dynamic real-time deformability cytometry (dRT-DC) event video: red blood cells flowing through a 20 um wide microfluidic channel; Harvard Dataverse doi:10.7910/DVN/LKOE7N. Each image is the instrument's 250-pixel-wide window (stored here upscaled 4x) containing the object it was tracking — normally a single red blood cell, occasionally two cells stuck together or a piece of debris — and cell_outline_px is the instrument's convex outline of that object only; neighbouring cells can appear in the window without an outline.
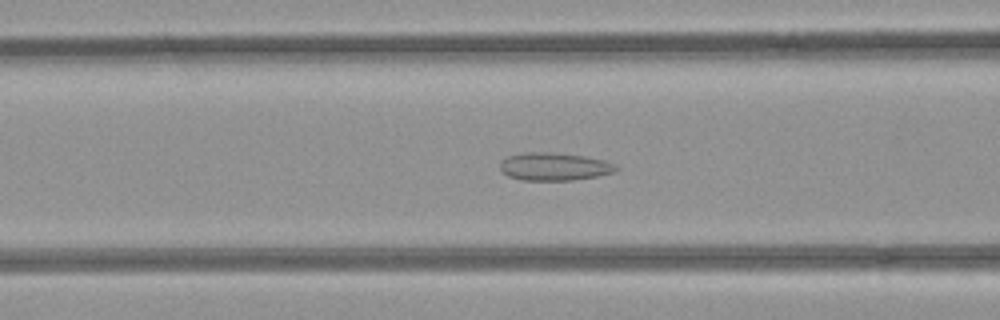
{"species": "common noctule bat (a hibernating species)", "species_latin": "Nyctalus noctula", "temperature_condition": "room temperature", "stored_images_in_passage": 31, "segment_of_instrument_passage": [1, 2], "camera_frame_rate_fps": 3000, "um_per_image_px": 0.085, "animal": {"sex": "female", "body_mass_g": 21.9}, "frame": {"image": 1, "passage_image": 10, "time_ms": 3.0, "image_size_px": [1000, 320], "cell_outline_px": [[620, 168], [616, 172], [596, 176], [572, 180], [520, 180], [508, 176], [500, 172], [500, 160], [508, 156], [520, 152], [556, 152], [584, 156], [604, 160], [616, 164]], "centroid_in_image_um": [47.09, 14.15], "position_along_channel_um": 119.5, "area_um2": 19.19}}
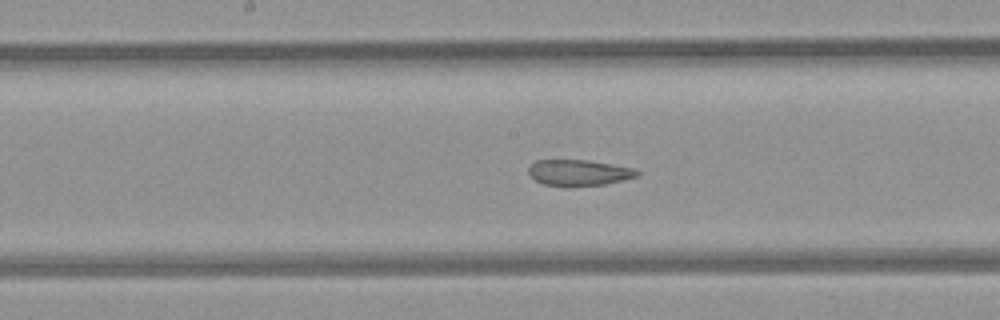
{"frame": {"image": 2, "passage_image": 16, "time_ms": 5.0, "image_size_px": [1000, 320], "cell_outline_px": [[640, 176], [604, 184], [568, 188], [564, 188], [544, 184], [536, 180], [528, 172], [528, 168], [536, 160], [588, 160], [632, 168], [640, 172]], "centroid_in_image_um": [49.19, 14.7], "position_along_channel_um": 199.0, "area_um2": 16.65}}
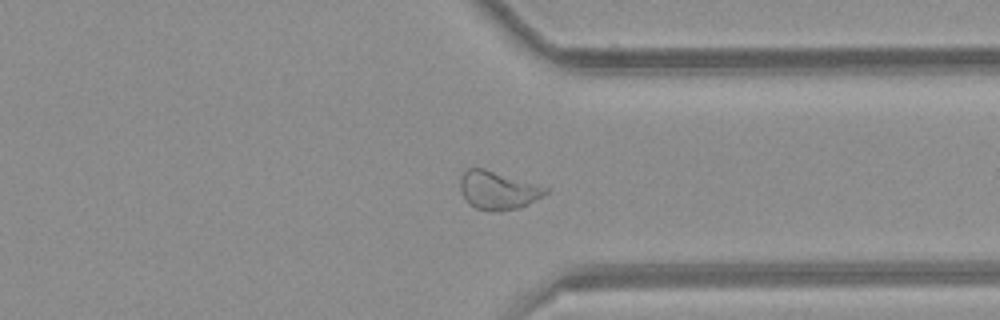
{"frame": {"image": 3, "passage_image": 29, "time_ms": 9.333, "image_size_px": [1000, 320], "cell_outline_px": [[548, 192], [528, 204], [520, 208], [500, 212], [488, 212], [476, 208], [468, 204], [460, 188], [460, 176], [468, 168], [484, 168], [548, 188]], "centroid_in_image_um": [42.29, 16.2], "position_along_channel_um": 369.1, "area_um2": 19.02}}